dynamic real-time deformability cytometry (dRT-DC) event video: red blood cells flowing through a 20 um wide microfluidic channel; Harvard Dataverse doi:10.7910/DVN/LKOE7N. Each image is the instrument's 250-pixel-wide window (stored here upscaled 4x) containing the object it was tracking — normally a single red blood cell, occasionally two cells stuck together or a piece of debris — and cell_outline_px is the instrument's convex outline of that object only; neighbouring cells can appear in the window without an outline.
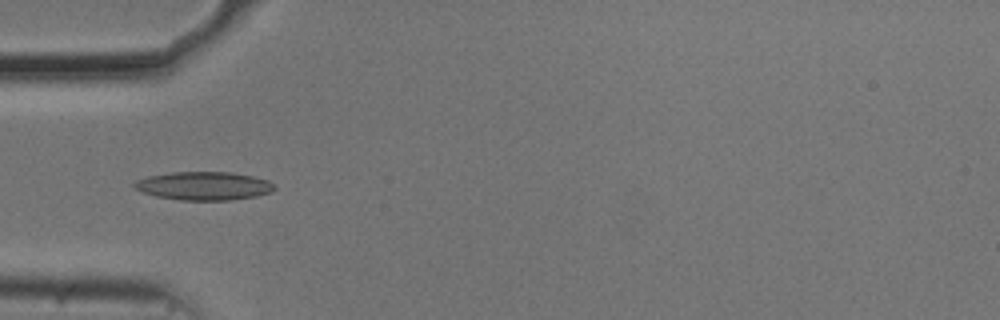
{"species": "common noctule bat (a hibernating species)", "species_latin": "Nyctalus noctula", "temperature_condition": "cold", "stored_images_in_passage": 9, "camera_frame_rate_fps": 3000, "um_per_image_px": 0.085, "animal": {"sex": "male", "body_mass_g": 20.5, "forearm_length_mm": 52.5}, "frame": {"image": 1, "passage_image": 1, "time_ms": 0.0, "image_size_px": [1000, 320], "cell_outline_px": [[276, 188], [272, 192], [256, 196], [232, 200], [180, 200], [156, 196], [144, 192], [136, 188], [132, 184], [136, 180], [148, 176], [172, 172], [232, 172], [252, 176], [268, 180]], "centroid_in_image_um": [17.34, 15.8], "position_along_channel_um": 67.7, "area_um2": 23.12}}